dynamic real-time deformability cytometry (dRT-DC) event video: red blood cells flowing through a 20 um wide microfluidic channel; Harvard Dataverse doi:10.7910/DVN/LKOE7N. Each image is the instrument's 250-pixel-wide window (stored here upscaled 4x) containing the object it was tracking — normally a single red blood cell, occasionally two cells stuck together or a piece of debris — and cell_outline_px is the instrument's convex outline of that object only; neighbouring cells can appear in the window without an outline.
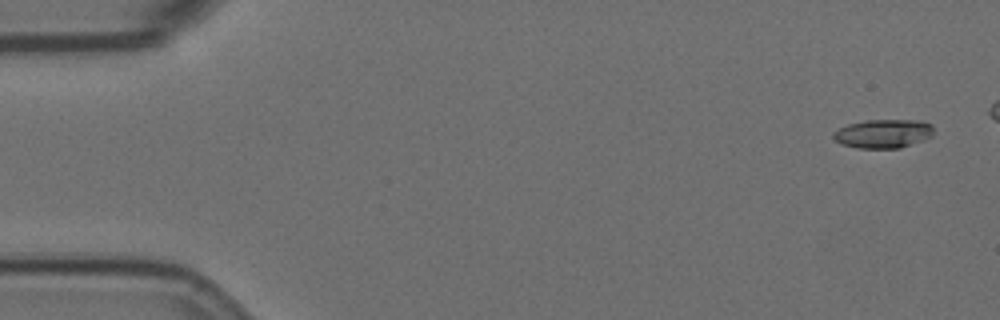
{"species": "Egyptian fruit bat (a non-hibernating species)", "species_latin": "Rousettus aegyptiacus", "temperature_condition": "room temperature", "stored_images_in_passage": 4, "camera_frame_rate_fps": 3000, "um_per_image_px": 0.085, "animal": {"sex": "female"}, "frame": {"image": 1, "passage_image": 1, "time_ms": 0.0, "image_size_px": [1000, 320], "cell_outline_px": [[932, 136], [924, 140], [900, 148], [856, 148], [840, 144], [832, 136], [832, 132], [848, 124], [864, 120], [916, 120], [932, 124]], "centroid_in_image_um": [75.05, 11.36], "position_along_channel_um": 9.9, "area_um2": 16.88}}